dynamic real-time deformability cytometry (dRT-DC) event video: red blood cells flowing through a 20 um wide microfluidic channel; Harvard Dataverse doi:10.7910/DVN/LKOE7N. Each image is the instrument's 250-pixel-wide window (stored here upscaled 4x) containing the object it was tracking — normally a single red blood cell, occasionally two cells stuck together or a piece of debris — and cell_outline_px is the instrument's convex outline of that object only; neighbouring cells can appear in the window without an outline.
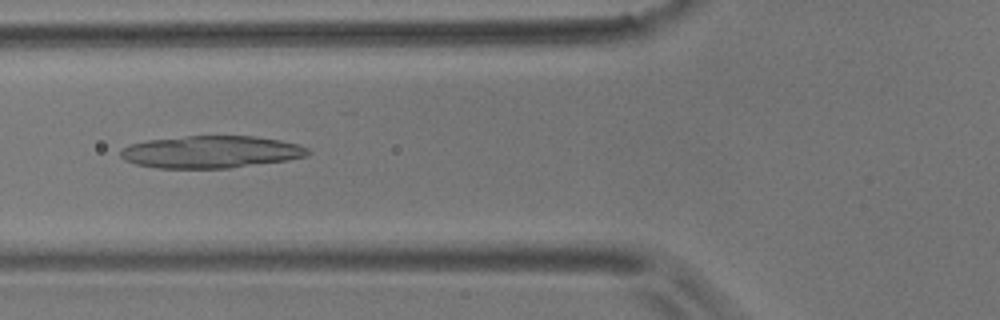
{"species": "common noctule bat (a hibernating species)", "species_latin": "Nyctalus noctula", "temperature_condition": "room temperature", "stored_images_in_passage": 51, "camera_frame_rate_fps": 3000, "um_per_image_px": 0.085, "animal": {"sex": "male", "body_mass_g": 17.9}, "frame": {"image": 1, "passage_image": 16, "time_ms": 5.0, "image_size_px": [1000, 320], "cell_outline_px": [[312, 152], [308, 156], [288, 160], [228, 168], [156, 168], [136, 164], [124, 160], [120, 156], [120, 152], [128, 144], [148, 140], [184, 136], [252, 136], [280, 140], [300, 144], [308, 148]], "centroid_in_image_um": [17.95, 12.91], "position_along_channel_um": 107.8, "area_um2": 35.37}}
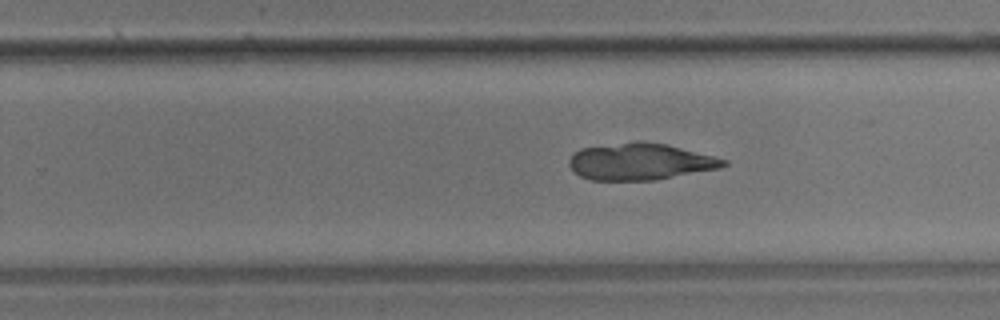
{"frame": {"image": 2, "passage_image": 30, "time_ms": 9.667, "image_size_px": [1000, 320], "cell_outline_px": [[728, 164], [720, 168], [652, 180], [592, 180], [580, 176], [568, 164], [568, 160], [580, 148], [636, 140], [640, 140], [664, 144], [728, 160]], "centroid_in_image_um": [54.38, 13.73], "position_along_channel_um": 275.4, "area_um2": 32.71}}
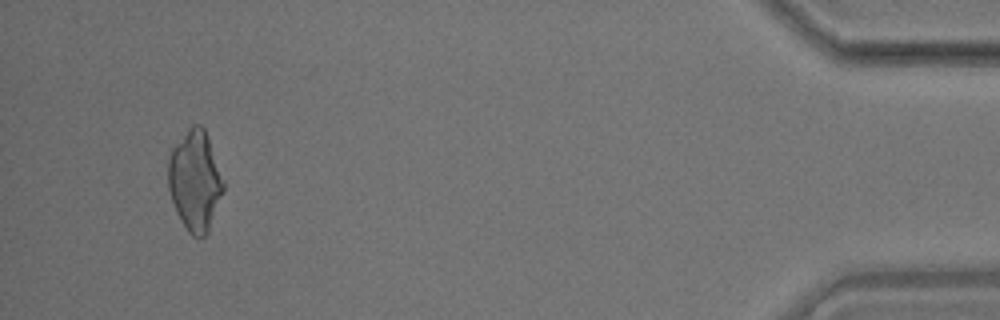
{"frame": {"image": 3, "passage_image": 48, "time_ms": 15.667, "image_size_px": [1000, 320], "cell_outline_px": [[224, 192], [208, 232], [204, 236], [192, 236], [188, 232], [176, 212], [168, 188], [168, 160], [172, 148], [188, 128], [192, 124], [200, 124], [204, 128], [208, 136], [224, 180]], "centroid_in_image_um": [16.59, 15.35], "position_along_channel_um": 418.6, "area_um2": 32.37}}